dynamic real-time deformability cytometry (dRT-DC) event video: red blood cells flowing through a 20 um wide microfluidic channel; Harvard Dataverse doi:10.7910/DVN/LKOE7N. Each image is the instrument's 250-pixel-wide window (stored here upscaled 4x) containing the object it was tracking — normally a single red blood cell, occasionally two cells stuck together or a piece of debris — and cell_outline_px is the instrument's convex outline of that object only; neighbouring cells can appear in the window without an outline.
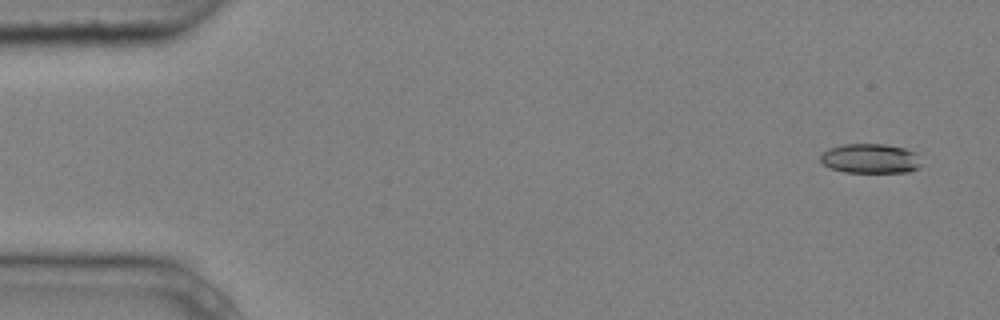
{"species": "common noctule bat (a hibernating species)", "species_latin": "Nyctalus noctula", "temperature_condition": "cold", "stored_images_in_passage": 6, "camera_frame_rate_fps": 3000, "um_per_image_px": 0.085, "animal": {"sex": "male", "body_mass_g": 20.4}, "frame": {"image": 1, "passage_image": 1, "time_ms": 0.0, "image_size_px": [1000, 320], "cell_outline_px": [[920, 168], [908, 172], [844, 172], [832, 168], [824, 164], [820, 160], [820, 156], [828, 148], [844, 144], [884, 144], [904, 148], [916, 152], [920, 164]], "centroid_in_image_um": [73.99, 13.47], "position_along_channel_um": 11.0, "area_um2": 17.34}}
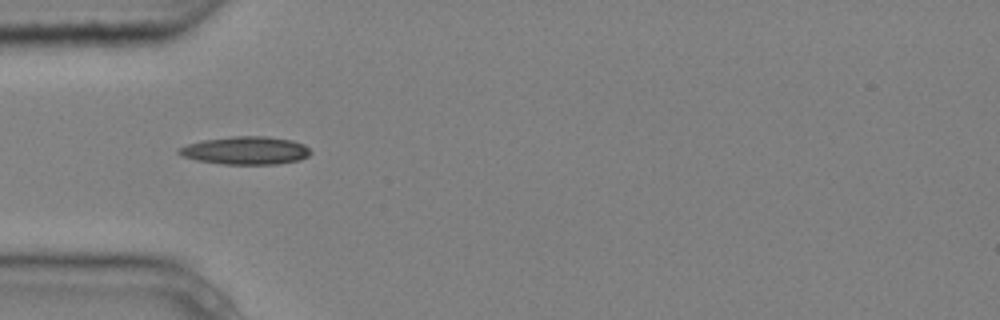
{"frame": {"image": 2, "passage_image": 5, "time_ms": 1.333, "image_size_px": [1000, 320], "cell_outline_px": [[312, 152], [308, 156], [300, 160], [276, 164], [224, 164], [196, 160], [184, 156], [176, 152], [176, 148], [188, 144], [204, 140], [232, 136], [268, 136], [292, 140], [304, 144]], "centroid_in_image_um": [20.89, 12.79], "position_along_channel_um": 64.1, "area_um2": 21.5}}
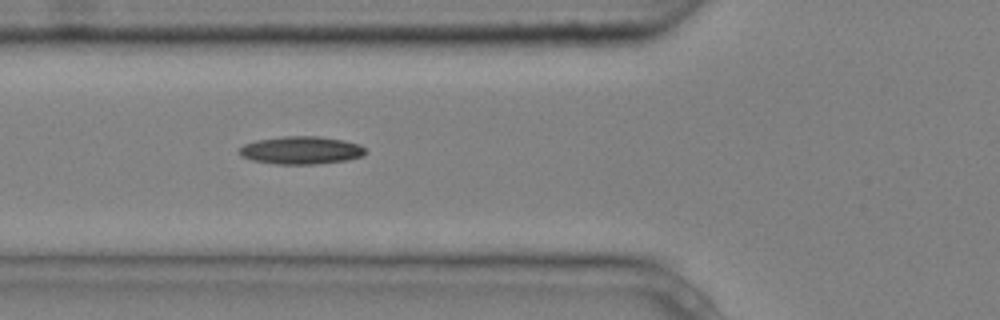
{"frame": {"image": 3, "passage_image": 6, "time_ms": 1.667, "image_size_px": [1000, 320], "cell_outline_px": [[368, 152], [364, 156], [348, 160], [316, 164], [276, 164], [252, 160], [240, 156], [240, 148], [244, 144], [256, 140], [284, 136], [320, 136], [344, 140], [360, 144]], "centroid_in_image_um": [25.64, 12.77], "position_along_channel_um": 100.2, "area_um2": 20.63}}